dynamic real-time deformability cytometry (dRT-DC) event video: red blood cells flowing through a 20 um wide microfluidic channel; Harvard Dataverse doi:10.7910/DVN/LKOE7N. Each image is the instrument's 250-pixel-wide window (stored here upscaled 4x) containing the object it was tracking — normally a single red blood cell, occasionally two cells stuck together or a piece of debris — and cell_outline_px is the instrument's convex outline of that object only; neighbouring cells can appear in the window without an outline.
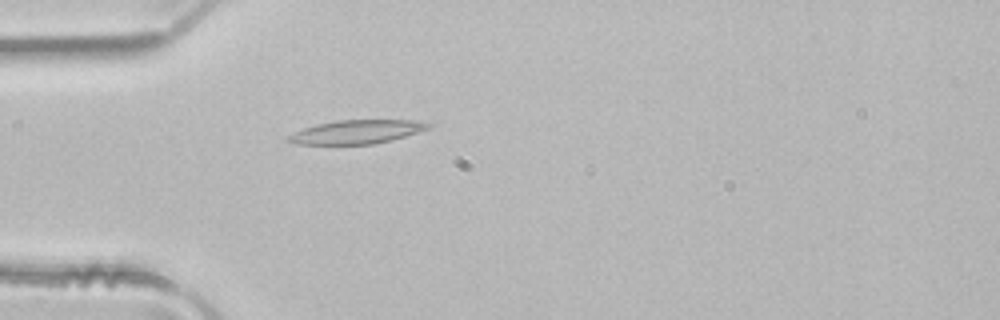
{"species": "common noctule bat (a hibernating species)", "species_latin": "Nyctalus noctula", "temperature_condition": "room temperature", "stored_images_in_passage": 2, "camera_frame_rate_fps": 3000, "um_per_image_px": 0.085, "animal": {"sex": "male", "body_mass_g": 21.5, "forearm_length_mm": 52.0}, "frame": {"image": 1, "passage_image": 2, "time_ms": 0.333, "image_size_px": [1000, 320], "cell_outline_px": [[436, 124], [432, 128], [392, 140], [372, 144], [296, 144], [288, 140], [288, 136], [304, 128], [316, 124], [336, 120], [420, 120]], "centroid_in_image_um": [30.44, 11.19], "position_along_channel_um": 54.6, "area_um2": 19.42}}